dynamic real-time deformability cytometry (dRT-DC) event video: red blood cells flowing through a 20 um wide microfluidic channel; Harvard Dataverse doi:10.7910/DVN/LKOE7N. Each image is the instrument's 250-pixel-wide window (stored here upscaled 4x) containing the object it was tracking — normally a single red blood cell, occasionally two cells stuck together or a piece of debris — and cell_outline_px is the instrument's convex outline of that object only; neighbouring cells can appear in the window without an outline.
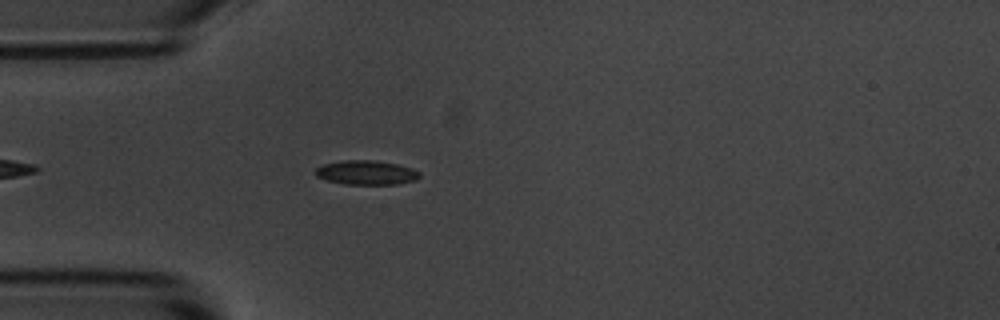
{"species": "common noctule bat (a hibernating species)", "species_latin": "Nyctalus noctula", "temperature_condition": "room temperature", "stored_images_in_passage": 46, "camera_frame_rate_fps": 3000, "um_per_image_px": 0.085, "animal": {"sex": "male", "body_mass_g": 20.1, "forearm_length_mm": 53.5}, "frame": {"image": 1, "passage_image": 7, "time_ms": 2.0, "image_size_px": [1000, 320], "cell_outline_px": [[420, 176], [416, 180], [396, 184], [344, 184], [328, 180], [316, 176], [316, 168], [320, 164], [344, 160], [376, 160], [396, 164], [412, 168], [420, 172]], "centroid_in_image_um": [31.13, 14.66], "position_along_channel_um": 53.9, "area_um2": 14.74}}
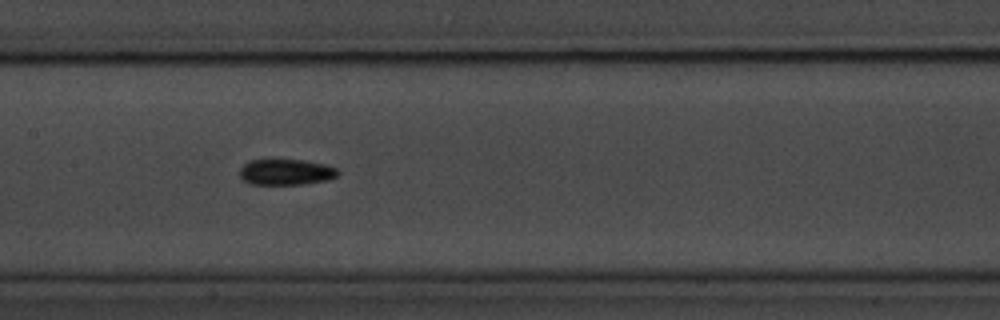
{"frame": {"image": 2, "passage_image": 18, "time_ms": 5.667, "image_size_px": [1000, 320], "cell_outline_px": [[340, 172], [336, 176], [328, 180], [304, 184], [248, 184], [240, 176], [240, 168], [248, 160], [304, 160], [324, 164], [336, 168]], "centroid_in_image_um": [24.3, 14.63], "position_along_channel_um": 183.1, "area_um2": 14.8}}
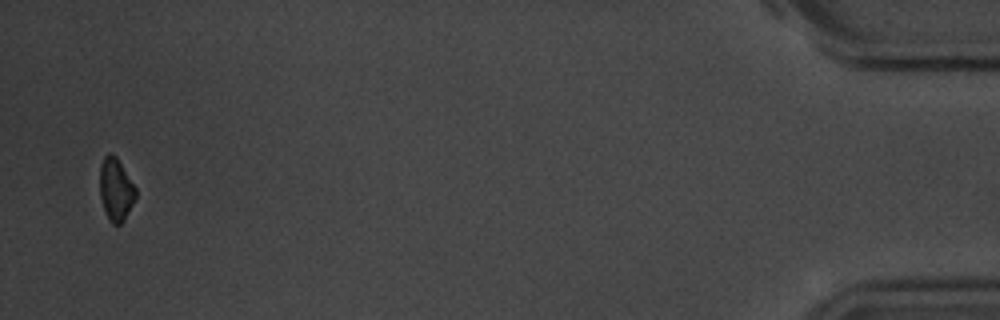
{"frame": {"image": 3, "passage_image": 45, "time_ms": 14.667, "image_size_px": [1000, 320], "cell_outline_px": [[136, 200], [124, 220], [120, 224], [112, 224], [104, 208], [100, 196], [100, 164], [104, 156], [108, 152], [112, 152], [116, 156], [136, 188]], "centroid_in_image_um": [9.85, 16.07], "position_along_channel_um": 425.3, "area_um2": 13.12}, "authors_computed_cell_mechanics": {"area_um2": 14.4789, "velocity_mm_per_s": 3.665, "shape_relaxation_time_tau1_ms": 4.1674, "shape_relaxation_time_tau2_ms": null, "deformation_change_tau1": 0.0777, "deformation_change_tau2": null}}